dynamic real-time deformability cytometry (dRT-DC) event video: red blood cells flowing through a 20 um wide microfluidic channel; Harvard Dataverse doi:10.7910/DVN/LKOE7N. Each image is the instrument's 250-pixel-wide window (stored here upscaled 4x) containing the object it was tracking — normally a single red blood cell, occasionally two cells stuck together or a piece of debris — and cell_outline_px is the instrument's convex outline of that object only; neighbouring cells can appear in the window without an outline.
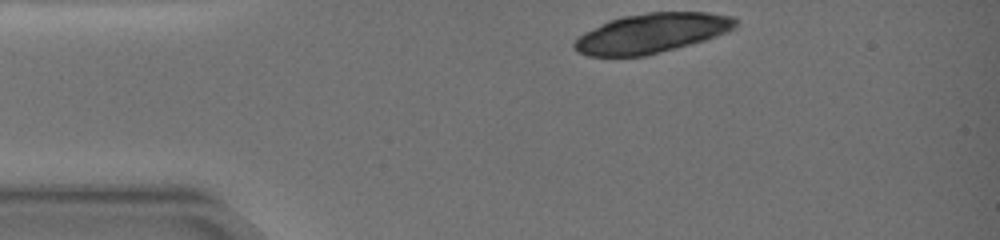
{"species": "common noctule bat (a hibernating species)", "species_latin": "Nyctalus noctula", "temperature_condition": "warm", "stored_images_in_passage": 38, "camera_frame_rate_fps": 3000, "um_per_image_px": 0.085, "animal": {"sex": "female", "body_mass_g": 19.0, "forearm_length_mm": 51.5}, "frame": {"image": 1, "passage_image": 1, "time_ms": 0.0, "image_size_px": [1000, 240], "cell_outline_px": [[736, 28], [728, 32], [704, 40], [676, 48], [644, 56], [588, 56], [576, 52], [572, 48], [572, 44], [584, 32], [608, 20], [624, 16], [648, 12], [708, 12], [732, 16], [736, 20]], "centroid_in_image_um": [55.37, 2.82], "position_along_channel_um": 29.6, "area_um2": 37.22}}